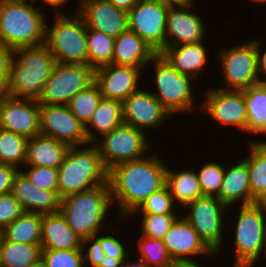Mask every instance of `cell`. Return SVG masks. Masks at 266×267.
Listing matches in <instances>:
<instances>
[{
	"instance_id": "1",
	"label": "cell",
	"mask_w": 266,
	"mask_h": 267,
	"mask_svg": "<svg viewBox=\"0 0 266 267\" xmlns=\"http://www.w3.org/2000/svg\"><path fill=\"white\" fill-rule=\"evenodd\" d=\"M155 151L139 160L118 163L108 170L111 201L119 219H127L152 193L166 186L168 164L164 156Z\"/></svg>"
},
{
	"instance_id": "2",
	"label": "cell",
	"mask_w": 266,
	"mask_h": 267,
	"mask_svg": "<svg viewBox=\"0 0 266 267\" xmlns=\"http://www.w3.org/2000/svg\"><path fill=\"white\" fill-rule=\"evenodd\" d=\"M55 64L45 44L13 50L6 81L7 96L38 101Z\"/></svg>"
},
{
	"instance_id": "3",
	"label": "cell",
	"mask_w": 266,
	"mask_h": 267,
	"mask_svg": "<svg viewBox=\"0 0 266 267\" xmlns=\"http://www.w3.org/2000/svg\"><path fill=\"white\" fill-rule=\"evenodd\" d=\"M110 210L114 209L108 182L61 198V214L82 239L105 230Z\"/></svg>"
},
{
	"instance_id": "4",
	"label": "cell",
	"mask_w": 266,
	"mask_h": 267,
	"mask_svg": "<svg viewBox=\"0 0 266 267\" xmlns=\"http://www.w3.org/2000/svg\"><path fill=\"white\" fill-rule=\"evenodd\" d=\"M35 1L0 0V43L10 50L45 44L47 13Z\"/></svg>"
},
{
	"instance_id": "5",
	"label": "cell",
	"mask_w": 266,
	"mask_h": 267,
	"mask_svg": "<svg viewBox=\"0 0 266 267\" xmlns=\"http://www.w3.org/2000/svg\"><path fill=\"white\" fill-rule=\"evenodd\" d=\"M58 169L57 192L61 198L108 182V170L94 143L70 146Z\"/></svg>"
},
{
	"instance_id": "6",
	"label": "cell",
	"mask_w": 266,
	"mask_h": 267,
	"mask_svg": "<svg viewBox=\"0 0 266 267\" xmlns=\"http://www.w3.org/2000/svg\"><path fill=\"white\" fill-rule=\"evenodd\" d=\"M73 11V14H68L69 11L53 14L50 28L46 20L45 45L58 63L88 65L86 25Z\"/></svg>"
},
{
	"instance_id": "7",
	"label": "cell",
	"mask_w": 266,
	"mask_h": 267,
	"mask_svg": "<svg viewBox=\"0 0 266 267\" xmlns=\"http://www.w3.org/2000/svg\"><path fill=\"white\" fill-rule=\"evenodd\" d=\"M153 66L154 77H152L153 83L155 82L156 90L151 93L157 98V100L168 110L171 115H179L182 113H195L196 88L193 81H196L191 76L183 75L179 73L171 64L165 60L160 54H156L146 68ZM194 86V87H193Z\"/></svg>"
},
{
	"instance_id": "8",
	"label": "cell",
	"mask_w": 266,
	"mask_h": 267,
	"mask_svg": "<svg viewBox=\"0 0 266 267\" xmlns=\"http://www.w3.org/2000/svg\"><path fill=\"white\" fill-rule=\"evenodd\" d=\"M236 224L231 229L234 235V263L232 267H256L259 259L266 258V235L264 217L257 203L239 205ZM265 255V256H264ZM264 256V257H263ZM256 264V265H255Z\"/></svg>"
},
{
	"instance_id": "9",
	"label": "cell",
	"mask_w": 266,
	"mask_h": 267,
	"mask_svg": "<svg viewBox=\"0 0 266 267\" xmlns=\"http://www.w3.org/2000/svg\"><path fill=\"white\" fill-rule=\"evenodd\" d=\"M185 209L187 214L183 212L182 215L216 258L220 256L224 239L226 240L224 232L229 230V227L225 229L229 225L225 221V215L233 208L225 206L216 196H202L188 204Z\"/></svg>"
},
{
	"instance_id": "10",
	"label": "cell",
	"mask_w": 266,
	"mask_h": 267,
	"mask_svg": "<svg viewBox=\"0 0 266 267\" xmlns=\"http://www.w3.org/2000/svg\"><path fill=\"white\" fill-rule=\"evenodd\" d=\"M149 139L152 140L151 136L144 131L123 123L102 135L94 144L105 168L109 170L118 163L139 160L154 151Z\"/></svg>"
},
{
	"instance_id": "11",
	"label": "cell",
	"mask_w": 266,
	"mask_h": 267,
	"mask_svg": "<svg viewBox=\"0 0 266 267\" xmlns=\"http://www.w3.org/2000/svg\"><path fill=\"white\" fill-rule=\"evenodd\" d=\"M238 43L216 52L219 70L222 73L225 90H244L259 83L257 50L254 41ZM219 62V63H218Z\"/></svg>"
},
{
	"instance_id": "12",
	"label": "cell",
	"mask_w": 266,
	"mask_h": 267,
	"mask_svg": "<svg viewBox=\"0 0 266 267\" xmlns=\"http://www.w3.org/2000/svg\"><path fill=\"white\" fill-rule=\"evenodd\" d=\"M95 81L89 65L56 62L38 99L39 105H67L79 91Z\"/></svg>"
},
{
	"instance_id": "13",
	"label": "cell",
	"mask_w": 266,
	"mask_h": 267,
	"mask_svg": "<svg viewBox=\"0 0 266 267\" xmlns=\"http://www.w3.org/2000/svg\"><path fill=\"white\" fill-rule=\"evenodd\" d=\"M170 6L162 0H138L127 12L128 29L142 38L156 54L165 48L166 21Z\"/></svg>"
},
{
	"instance_id": "14",
	"label": "cell",
	"mask_w": 266,
	"mask_h": 267,
	"mask_svg": "<svg viewBox=\"0 0 266 267\" xmlns=\"http://www.w3.org/2000/svg\"><path fill=\"white\" fill-rule=\"evenodd\" d=\"M203 102L196 109L210 116L211 120L225 127L231 126L247 130V109L244 98V90H225L221 88H210L204 90Z\"/></svg>"
},
{
	"instance_id": "15",
	"label": "cell",
	"mask_w": 266,
	"mask_h": 267,
	"mask_svg": "<svg viewBox=\"0 0 266 267\" xmlns=\"http://www.w3.org/2000/svg\"><path fill=\"white\" fill-rule=\"evenodd\" d=\"M40 134L70 146L89 144L85 126L67 105H39Z\"/></svg>"
},
{
	"instance_id": "16",
	"label": "cell",
	"mask_w": 266,
	"mask_h": 267,
	"mask_svg": "<svg viewBox=\"0 0 266 267\" xmlns=\"http://www.w3.org/2000/svg\"><path fill=\"white\" fill-rule=\"evenodd\" d=\"M162 240L176 265L199 264L196 258L200 259L203 255L214 256L213 258L216 259V255L205 245L197 231L182 215L176 218Z\"/></svg>"
},
{
	"instance_id": "17",
	"label": "cell",
	"mask_w": 266,
	"mask_h": 267,
	"mask_svg": "<svg viewBox=\"0 0 266 267\" xmlns=\"http://www.w3.org/2000/svg\"><path fill=\"white\" fill-rule=\"evenodd\" d=\"M122 114L124 124L131 125L147 134L159 129L172 115L157 100V98L145 88L131 93L122 101ZM147 129V130H146Z\"/></svg>"
},
{
	"instance_id": "18",
	"label": "cell",
	"mask_w": 266,
	"mask_h": 267,
	"mask_svg": "<svg viewBox=\"0 0 266 267\" xmlns=\"http://www.w3.org/2000/svg\"><path fill=\"white\" fill-rule=\"evenodd\" d=\"M197 3L170 6L166 21L165 47L205 41L207 25L194 12ZM204 21V22H203Z\"/></svg>"
},
{
	"instance_id": "19",
	"label": "cell",
	"mask_w": 266,
	"mask_h": 267,
	"mask_svg": "<svg viewBox=\"0 0 266 267\" xmlns=\"http://www.w3.org/2000/svg\"><path fill=\"white\" fill-rule=\"evenodd\" d=\"M0 128L30 139L40 134L39 103L6 96L0 103Z\"/></svg>"
},
{
	"instance_id": "20",
	"label": "cell",
	"mask_w": 266,
	"mask_h": 267,
	"mask_svg": "<svg viewBox=\"0 0 266 267\" xmlns=\"http://www.w3.org/2000/svg\"><path fill=\"white\" fill-rule=\"evenodd\" d=\"M142 68L124 65H105L95 70V82L100 88L102 98L123 101L131 93L143 86ZM141 83V84H140Z\"/></svg>"
},
{
	"instance_id": "21",
	"label": "cell",
	"mask_w": 266,
	"mask_h": 267,
	"mask_svg": "<svg viewBox=\"0 0 266 267\" xmlns=\"http://www.w3.org/2000/svg\"><path fill=\"white\" fill-rule=\"evenodd\" d=\"M77 13L87 28L104 32L113 38L128 29L127 12L107 0L85 1L78 6Z\"/></svg>"
},
{
	"instance_id": "22",
	"label": "cell",
	"mask_w": 266,
	"mask_h": 267,
	"mask_svg": "<svg viewBox=\"0 0 266 267\" xmlns=\"http://www.w3.org/2000/svg\"><path fill=\"white\" fill-rule=\"evenodd\" d=\"M10 193L24 212L44 215L60 211L58 192L35 187L20 170L14 176Z\"/></svg>"
},
{
	"instance_id": "23",
	"label": "cell",
	"mask_w": 266,
	"mask_h": 267,
	"mask_svg": "<svg viewBox=\"0 0 266 267\" xmlns=\"http://www.w3.org/2000/svg\"><path fill=\"white\" fill-rule=\"evenodd\" d=\"M204 42L207 43V41H202L165 47L159 54L179 73L196 80L202 79V73L206 69L205 65L209 62L208 56H210Z\"/></svg>"
},
{
	"instance_id": "24",
	"label": "cell",
	"mask_w": 266,
	"mask_h": 267,
	"mask_svg": "<svg viewBox=\"0 0 266 267\" xmlns=\"http://www.w3.org/2000/svg\"><path fill=\"white\" fill-rule=\"evenodd\" d=\"M225 166L221 189L216 196L225 206L256 203L250 192V178L247 164L242 160ZM241 202V203H240Z\"/></svg>"
},
{
	"instance_id": "25",
	"label": "cell",
	"mask_w": 266,
	"mask_h": 267,
	"mask_svg": "<svg viewBox=\"0 0 266 267\" xmlns=\"http://www.w3.org/2000/svg\"><path fill=\"white\" fill-rule=\"evenodd\" d=\"M82 238L68 225L61 212L42 215V249H81Z\"/></svg>"
},
{
	"instance_id": "26",
	"label": "cell",
	"mask_w": 266,
	"mask_h": 267,
	"mask_svg": "<svg viewBox=\"0 0 266 267\" xmlns=\"http://www.w3.org/2000/svg\"><path fill=\"white\" fill-rule=\"evenodd\" d=\"M156 53L135 32L127 29L115 38L112 63L146 69Z\"/></svg>"
},
{
	"instance_id": "27",
	"label": "cell",
	"mask_w": 266,
	"mask_h": 267,
	"mask_svg": "<svg viewBox=\"0 0 266 267\" xmlns=\"http://www.w3.org/2000/svg\"><path fill=\"white\" fill-rule=\"evenodd\" d=\"M69 146L54 138L36 135L27 142L24 166L59 168Z\"/></svg>"
},
{
	"instance_id": "28",
	"label": "cell",
	"mask_w": 266,
	"mask_h": 267,
	"mask_svg": "<svg viewBox=\"0 0 266 267\" xmlns=\"http://www.w3.org/2000/svg\"><path fill=\"white\" fill-rule=\"evenodd\" d=\"M167 165L166 186L176 205L186 207L188 204L203 196L197 172L192 167L174 170Z\"/></svg>"
},
{
	"instance_id": "29",
	"label": "cell",
	"mask_w": 266,
	"mask_h": 267,
	"mask_svg": "<svg viewBox=\"0 0 266 267\" xmlns=\"http://www.w3.org/2000/svg\"><path fill=\"white\" fill-rule=\"evenodd\" d=\"M122 101L102 98L90 121L85 125L89 143L123 124Z\"/></svg>"
},
{
	"instance_id": "30",
	"label": "cell",
	"mask_w": 266,
	"mask_h": 267,
	"mask_svg": "<svg viewBox=\"0 0 266 267\" xmlns=\"http://www.w3.org/2000/svg\"><path fill=\"white\" fill-rule=\"evenodd\" d=\"M261 138L264 137L248 142L249 153L242 158L248 167L250 192L256 202L266 200V143Z\"/></svg>"
},
{
	"instance_id": "31",
	"label": "cell",
	"mask_w": 266,
	"mask_h": 267,
	"mask_svg": "<svg viewBox=\"0 0 266 267\" xmlns=\"http://www.w3.org/2000/svg\"><path fill=\"white\" fill-rule=\"evenodd\" d=\"M247 109L246 135L266 136V81L244 89Z\"/></svg>"
},
{
	"instance_id": "32",
	"label": "cell",
	"mask_w": 266,
	"mask_h": 267,
	"mask_svg": "<svg viewBox=\"0 0 266 267\" xmlns=\"http://www.w3.org/2000/svg\"><path fill=\"white\" fill-rule=\"evenodd\" d=\"M40 245L15 243L0 235V266L38 267L41 265Z\"/></svg>"
},
{
	"instance_id": "33",
	"label": "cell",
	"mask_w": 266,
	"mask_h": 267,
	"mask_svg": "<svg viewBox=\"0 0 266 267\" xmlns=\"http://www.w3.org/2000/svg\"><path fill=\"white\" fill-rule=\"evenodd\" d=\"M42 215L23 212L11 224L0 231L7 241L41 245Z\"/></svg>"
},
{
	"instance_id": "34",
	"label": "cell",
	"mask_w": 266,
	"mask_h": 267,
	"mask_svg": "<svg viewBox=\"0 0 266 267\" xmlns=\"http://www.w3.org/2000/svg\"><path fill=\"white\" fill-rule=\"evenodd\" d=\"M86 41L90 67L96 70L112 63L115 38L86 27Z\"/></svg>"
},
{
	"instance_id": "35",
	"label": "cell",
	"mask_w": 266,
	"mask_h": 267,
	"mask_svg": "<svg viewBox=\"0 0 266 267\" xmlns=\"http://www.w3.org/2000/svg\"><path fill=\"white\" fill-rule=\"evenodd\" d=\"M27 142L26 137L0 128V164L12 165L19 170L24 167Z\"/></svg>"
},
{
	"instance_id": "36",
	"label": "cell",
	"mask_w": 266,
	"mask_h": 267,
	"mask_svg": "<svg viewBox=\"0 0 266 267\" xmlns=\"http://www.w3.org/2000/svg\"><path fill=\"white\" fill-rule=\"evenodd\" d=\"M135 248L137 257L142 259L149 267H176L172 258L168 254L162 239L137 237ZM139 253V254H138Z\"/></svg>"
},
{
	"instance_id": "37",
	"label": "cell",
	"mask_w": 266,
	"mask_h": 267,
	"mask_svg": "<svg viewBox=\"0 0 266 267\" xmlns=\"http://www.w3.org/2000/svg\"><path fill=\"white\" fill-rule=\"evenodd\" d=\"M101 99L100 88L94 81L87 88L74 95L67 106L71 113L85 126L90 121Z\"/></svg>"
},
{
	"instance_id": "38",
	"label": "cell",
	"mask_w": 266,
	"mask_h": 267,
	"mask_svg": "<svg viewBox=\"0 0 266 267\" xmlns=\"http://www.w3.org/2000/svg\"><path fill=\"white\" fill-rule=\"evenodd\" d=\"M140 219V236L147 238L163 239L165 234L170 230L173 222L180 215L178 214H148V213H132L127 219L137 216Z\"/></svg>"
},
{
	"instance_id": "39",
	"label": "cell",
	"mask_w": 266,
	"mask_h": 267,
	"mask_svg": "<svg viewBox=\"0 0 266 267\" xmlns=\"http://www.w3.org/2000/svg\"><path fill=\"white\" fill-rule=\"evenodd\" d=\"M196 172L203 196H217L221 189L225 165L223 166L219 161L209 160L201 165V168L197 169Z\"/></svg>"
},
{
	"instance_id": "40",
	"label": "cell",
	"mask_w": 266,
	"mask_h": 267,
	"mask_svg": "<svg viewBox=\"0 0 266 267\" xmlns=\"http://www.w3.org/2000/svg\"><path fill=\"white\" fill-rule=\"evenodd\" d=\"M115 229L111 230V233H107L105 234H101L98 233L96 234L94 237L100 242V246L102 248V250L104 251L105 257L107 259V262L112 266L113 264H117L120 263L122 261H124L129 254H131V252L128 253V251H130V249H126L128 248V244H125L126 241H121L124 238H120L122 237L118 232L120 228L116 229L117 227H114ZM114 232V233H113ZM120 237H118V235ZM117 236H115V235ZM120 238V239H119Z\"/></svg>"
},
{
	"instance_id": "41",
	"label": "cell",
	"mask_w": 266,
	"mask_h": 267,
	"mask_svg": "<svg viewBox=\"0 0 266 267\" xmlns=\"http://www.w3.org/2000/svg\"><path fill=\"white\" fill-rule=\"evenodd\" d=\"M42 267H84L81 249H42Z\"/></svg>"
},
{
	"instance_id": "42",
	"label": "cell",
	"mask_w": 266,
	"mask_h": 267,
	"mask_svg": "<svg viewBox=\"0 0 266 267\" xmlns=\"http://www.w3.org/2000/svg\"><path fill=\"white\" fill-rule=\"evenodd\" d=\"M177 209L168 187L165 186L152 193L133 213L179 214Z\"/></svg>"
},
{
	"instance_id": "43",
	"label": "cell",
	"mask_w": 266,
	"mask_h": 267,
	"mask_svg": "<svg viewBox=\"0 0 266 267\" xmlns=\"http://www.w3.org/2000/svg\"><path fill=\"white\" fill-rule=\"evenodd\" d=\"M26 167L28 168L25 169ZM26 167L24 166L20 168V171L29 179L31 184L40 189L57 191L58 174H59L58 168L43 167V166H26Z\"/></svg>"
},
{
	"instance_id": "44",
	"label": "cell",
	"mask_w": 266,
	"mask_h": 267,
	"mask_svg": "<svg viewBox=\"0 0 266 267\" xmlns=\"http://www.w3.org/2000/svg\"><path fill=\"white\" fill-rule=\"evenodd\" d=\"M81 251L84 267H111L107 262L100 242L94 236L82 239Z\"/></svg>"
},
{
	"instance_id": "45",
	"label": "cell",
	"mask_w": 266,
	"mask_h": 267,
	"mask_svg": "<svg viewBox=\"0 0 266 267\" xmlns=\"http://www.w3.org/2000/svg\"><path fill=\"white\" fill-rule=\"evenodd\" d=\"M19 202L11 193L0 195V231L23 213Z\"/></svg>"
},
{
	"instance_id": "46",
	"label": "cell",
	"mask_w": 266,
	"mask_h": 267,
	"mask_svg": "<svg viewBox=\"0 0 266 267\" xmlns=\"http://www.w3.org/2000/svg\"><path fill=\"white\" fill-rule=\"evenodd\" d=\"M19 169L8 164H0V195L10 193L14 176Z\"/></svg>"
},
{
	"instance_id": "47",
	"label": "cell",
	"mask_w": 266,
	"mask_h": 267,
	"mask_svg": "<svg viewBox=\"0 0 266 267\" xmlns=\"http://www.w3.org/2000/svg\"><path fill=\"white\" fill-rule=\"evenodd\" d=\"M252 40L254 41L257 50V63H258V73L260 76V80L266 81V48L262 47L264 41L260 37L257 38L254 37V39Z\"/></svg>"
},
{
	"instance_id": "48",
	"label": "cell",
	"mask_w": 266,
	"mask_h": 267,
	"mask_svg": "<svg viewBox=\"0 0 266 267\" xmlns=\"http://www.w3.org/2000/svg\"><path fill=\"white\" fill-rule=\"evenodd\" d=\"M12 50L0 43V77L6 82L11 61Z\"/></svg>"
},
{
	"instance_id": "49",
	"label": "cell",
	"mask_w": 266,
	"mask_h": 267,
	"mask_svg": "<svg viewBox=\"0 0 266 267\" xmlns=\"http://www.w3.org/2000/svg\"><path fill=\"white\" fill-rule=\"evenodd\" d=\"M35 2H39L40 0H34ZM70 1L72 0H41L40 8H48V6L52 7L53 14L65 13L64 7H70Z\"/></svg>"
},
{
	"instance_id": "50",
	"label": "cell",
	"mask_w": 266,
	"mask_h": 267,
	"mask_svg": "<svg viewBox=\"0 0 266 267\" xmlns=\"http://www.w3.org/2000/svg\"><path fill=\"white\" fill-rule=\"evenodd\" d=\"M130 255L133 257H131ZM111 267H149V266L142 259L138 258L137 256L134 257V255H132L131 253L124 261L117 264H113Z\"/></svg>"
},
{
	"instance_id": "51",
	"label": "cell",
	"mask_w": 266,
	"mask_h": 267,
	"mask_svg": "<svg viewBox=\"0 0 266 267\" xmlns=\"http://www.w3.org/2000/svg\"><path fill=\"white\" fill-rule=\"evenodd\" d=\"M117 8L125 10L126 12L130 11L137 3L138 0H107Z\"/></svg>"
},
{
	"instance_id": "52",
	"label": "cell",
	"mask_w": 266,
	"mask_h": 267,
	"mask_svg": "<svg viewBox=\"0 0 266 267\" xmlns=\"http://www.w3.org/2000/svg\"><path fill=\"white\" fill-rule=\"evenodd\" d=\"M162 1L171 5V6L188 5V4L196 3V2H194L196 0H162Z\"/></svg>"
},
{
	"instance_id": "53",
	"label": "cell",
	"mask_w": 266,
	"mask_h": 267,
	"mask_svg": "<svg viewBox=\"0 0 266 267\" xmlns=\"http://www.w3.org/2000/svg\"><path fill=\"white\" fill-rule=\"evenodd\" d=\"M6 96V82L0 77V103Z\"/></svg>"
},
{
	"instance_id": "54",
	"label": "cell",
	"mask_w": 266,
	"mask_h": 267,
	"mask_svg": "<svg viewBox=\"0 0 266 267\" xmlns=\"http://www.w3.org/2000/svg\"><path fill=\"white\" fill-rule=\"evenodd\" d=\"M261 210H262V213H263V217H264V228H265V235H266V200H260L258 202H256Z\"/></svg>"
},
{
	"instance_id": "55",
	"label": "cell",
	"mask_w": 266,
	"mask_h": 267,
	"mask_svg": "<svg viewBox=\"0 0 266 267\" xmlns=\"http://www.w3.org/2000/svg\"><path fill=\"white\" fill-rule=\"evenodd\" d=\"M249 1H251V2H253V3H255V4H259V5H262V4H266V0H249Z\"/></svg>"
},
{
	"instance_id": "56",
	"label": "cell",
	"mask_w": 266,
	"mask_h": 267,
	"mask_svg": "<svg viewBox=\"0 0 266 267\" xmlns=\"http://www.w3.org/2000/svg\"><path fill=\"white\" fill-rule=\"evenodd\" d=\"M85 1H90V0H77V3H78V2H79V3H78L77 6H76V9H75L76 12L78 11V5L82 4V3L85 2Z\"/></svg>"
},
{
	"instance_id": "57",
	"label": "cell",
	"mask_w": 266,
	"mask_h": 267,
	"mask_svg": "<svg viewBox=\"0 0 266 267\" xmlns=\"http://www.w3.org/2000/svg\"><path fill=\"white\" fill-rule=\"evenodd\" d=\"M1 1H33V0H1Z\"/></svg>"
},
{
	"instance_id": "58",
	"label": "cell",
	"mask_w": 266,
	"mask_h": 267,
	"mask_svg": "<svg viewBox=\"0 0 266 267\" xmlns=\"http://www.w3.org/2000/svg\"><path fill=\"white\" fill-rule=\"evenodd\" d=\"M202 264H192L191 267H202ZM210 267V266H209Z\"/></svg>"
},
{
	"instance_id": "59",
	"label": "cell",
	"mask_w": 266,
	"mask_h": 267,
	"mask_svg": "<svg viewBox=\"0 0 266 267\" xmlns=\"http://www.w3.org/2000/svg\"><path fill=\"white\" fill-rule=\"evenodd\" d=\"M176 267H191V265H177Z\"/></svg>"
}]
</instances>
